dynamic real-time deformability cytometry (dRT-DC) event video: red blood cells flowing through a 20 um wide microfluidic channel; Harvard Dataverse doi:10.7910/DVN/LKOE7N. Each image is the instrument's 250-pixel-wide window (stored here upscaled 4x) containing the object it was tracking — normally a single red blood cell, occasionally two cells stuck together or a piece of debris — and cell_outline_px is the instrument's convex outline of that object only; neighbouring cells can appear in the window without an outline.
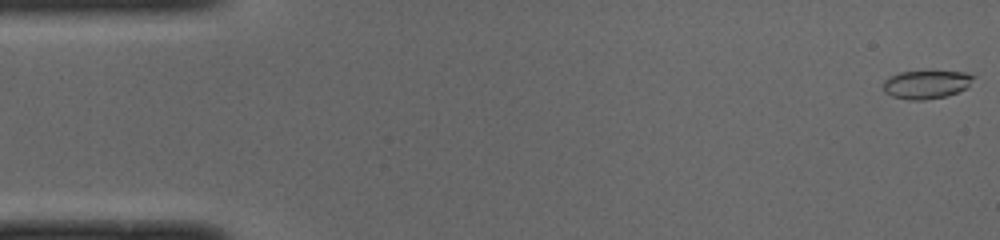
{"species": "common noctule bat (a hibernating species)", "species_latin": "Nyctalus noctula", "temperature_condition": "cold", "stored_images_in_passage": 13, "camera_frame_rate_fps": 3000, "um_per_image_px": 0.085, "animal": {"sex": "male", "body_mass_g": 19.0, "forearm_length_mm": 50.8}, "frame": {"image": 1, "passage_image": 1, "time_ms": 0.0, "image_size_px": [1000, 240], "cell_outline_px": [[976, 76], [968, 88], [948, 96], [924, 100], [908, 100], [892, 96], [884, 92], [884, 80], [888, 76], [900, 72], [964, 72]], "centroid_in_image_um": [78.75, 7.19], "position_along_channel_um": 6.2, "area_um2": 14.97}}